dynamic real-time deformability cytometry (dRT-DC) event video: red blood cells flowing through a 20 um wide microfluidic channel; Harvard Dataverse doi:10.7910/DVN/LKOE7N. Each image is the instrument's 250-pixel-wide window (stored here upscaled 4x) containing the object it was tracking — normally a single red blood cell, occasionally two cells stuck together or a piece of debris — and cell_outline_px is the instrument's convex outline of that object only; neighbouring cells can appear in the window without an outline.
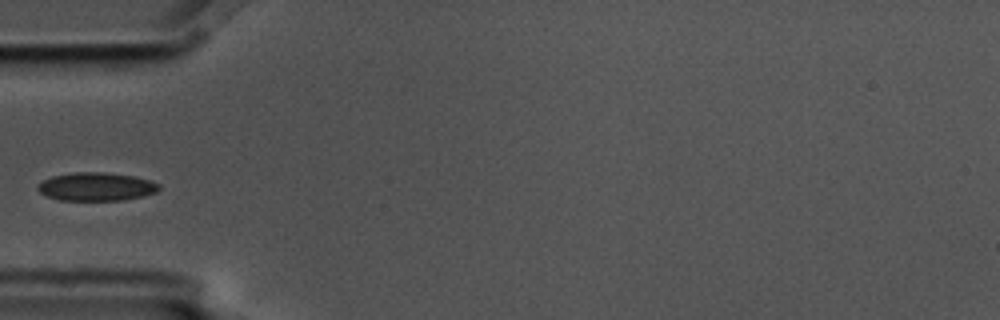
{"species": "common noctule bat (a hibernating species)", "species_latin": "Nyctalus noctula", "temperature_condition": "cold", "stored_images_in_passage": 9, "camera_frame_rate_fps": 3000, "um_per_image_px": 0.085, "animal": {"sex": "male", "body_mass_g": 17.5, "forearm_length_mm": 52.3}, "frame": {"image": 1, "passage_image": 6, "time_ms": 1.667, "image_size_px": [1000, 320], "cell_outline_px": [[160, 188], [156, 192], [124, 200], [60, 200], [48, 196], [40, 192], [36, 188], [44, 180], [52, 176], [72, 172], [104, 172], [136, 176], [160, 184]], "centroid_in_image_um": [8.19, 15.85], "position_along_channel_um": 76.8, "area_um2": 19.88}}